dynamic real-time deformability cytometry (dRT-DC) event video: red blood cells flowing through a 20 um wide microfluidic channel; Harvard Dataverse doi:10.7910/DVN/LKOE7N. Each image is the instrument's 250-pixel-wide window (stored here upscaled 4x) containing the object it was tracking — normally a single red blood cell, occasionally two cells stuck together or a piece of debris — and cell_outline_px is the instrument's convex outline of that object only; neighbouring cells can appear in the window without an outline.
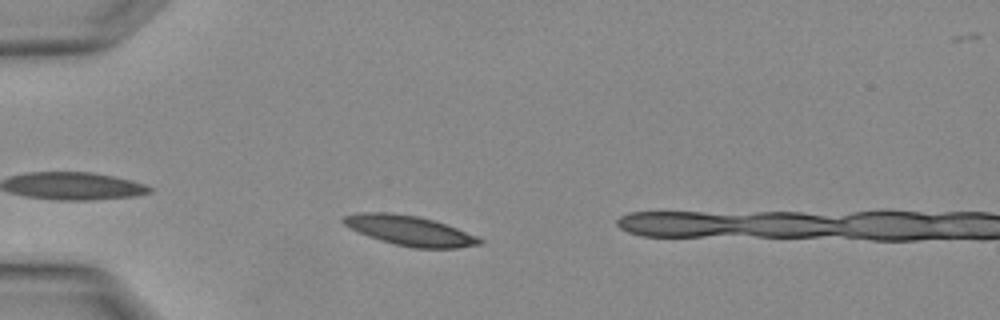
{"species": "Egyptian fruit bat (a non-hibernating species)", "species_latin": "Rousettus aegyptiacus", "temperature_condition": "warm", "stored_images_in_passage": 4, "camera_frame_rate_fps": 3000, "um_per_image_px": 0.085, "animal": {"sex": "female"}, "frame": {"image": 1, "passage_image": 4, "time_ms": 1.0, "image_size_px": [1000, 320], "cell_outline_px": [[484, 244], [456, 248], [416, 248], [396, 244], [380, 240], [368, 236], [348, 228], [340, 220], [344, 216], [356, 212], [392, 212], [420, 216], [456, 228], [476, 236], [484, 240]], "centroid_in_image_um": [34.79, 19.59], "position_along_channel_um": 50.2, "area_um2": 23.76}}